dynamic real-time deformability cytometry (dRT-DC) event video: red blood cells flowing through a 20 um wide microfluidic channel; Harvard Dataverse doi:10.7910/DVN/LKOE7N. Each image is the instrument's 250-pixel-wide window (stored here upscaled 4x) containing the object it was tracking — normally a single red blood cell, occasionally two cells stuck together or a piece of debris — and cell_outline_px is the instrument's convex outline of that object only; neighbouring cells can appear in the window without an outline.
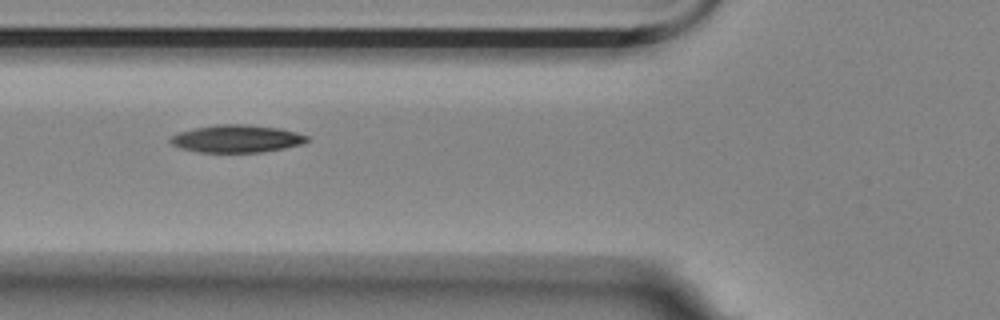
{"species": "Egyptian fruit bat (a non-hibernating species)", "species_latin": "Rousettus aegyptiacus", "temperature_condition": "room temperature", "stored_images_in_passage": 6, "camera_frame_rate_fps": 3000, "um_per_image_px": 0.085, "animal": {"sex": "female"}, "frame": {"image": 1, "passage_image": 2, "time_ms": 1.0, "image_size_px": [1000, 320], "cell_outline_px": [[308, 140], [300, 144], [284, 148], [260, 152], [200, 152], [180, 148], [172, 144], [168, 140], [172, 136], [180, 132], [196, 128], [216, 124], [248, 124], [280, 128], [296, 132], [308, 136]], "centroid_in_image_um": [20.11, 11.78], "position_along_channel_um": 105.7, "area_um2": 21.79}}
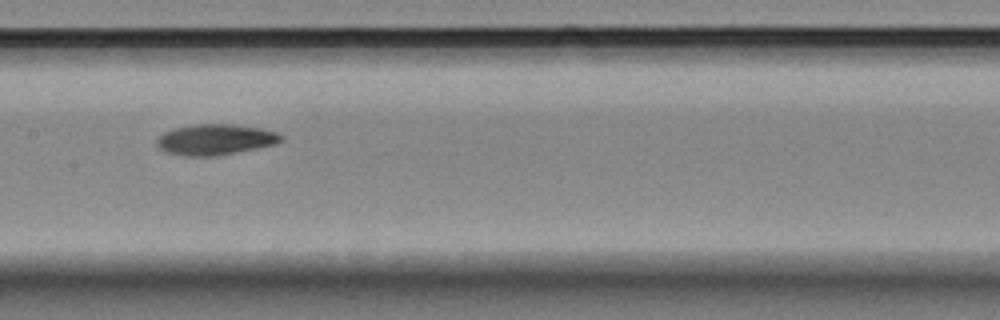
{"frame": {"image": 2, "passage_image": 4, "time_ms": 3.333, "image_size_px": [1000, 320], "cell_outline_px": [[284, 140], [276, 144], [216, 156], [184, 156], [168, 152], [160, 148], [156, 144], [156, 140], [164, 132], [176, 128], [192, 124], [236, 124], [260, 128], [276, 132], [284, 136]], "centroid_in_image_um": [18.33, 11.85], "position_along_channel_um": 189.1, "area_um2": 22.25}}
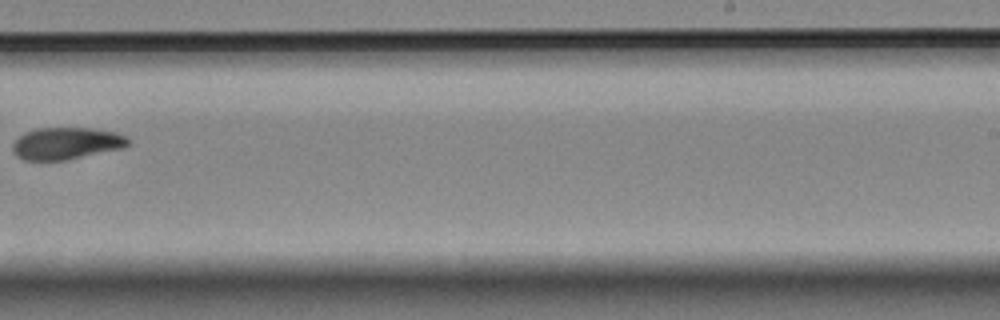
{"frame": {"image": 3, "passage_image": 6, "time_ms": 6.0, "image_size_px": [1000, 320], "cell_outline_px": [[128, 144], [120, 148], [68, 160], [24, 160], [16, 156], [12, 152], [12, 144], [20, 136], [36, 128], [88, 128], [116, 132], [128, 136]], "centroid_in_image_um": [5.61, 12.19], "position_along_channel_um": 283.4, "area_um2": 21.39}}